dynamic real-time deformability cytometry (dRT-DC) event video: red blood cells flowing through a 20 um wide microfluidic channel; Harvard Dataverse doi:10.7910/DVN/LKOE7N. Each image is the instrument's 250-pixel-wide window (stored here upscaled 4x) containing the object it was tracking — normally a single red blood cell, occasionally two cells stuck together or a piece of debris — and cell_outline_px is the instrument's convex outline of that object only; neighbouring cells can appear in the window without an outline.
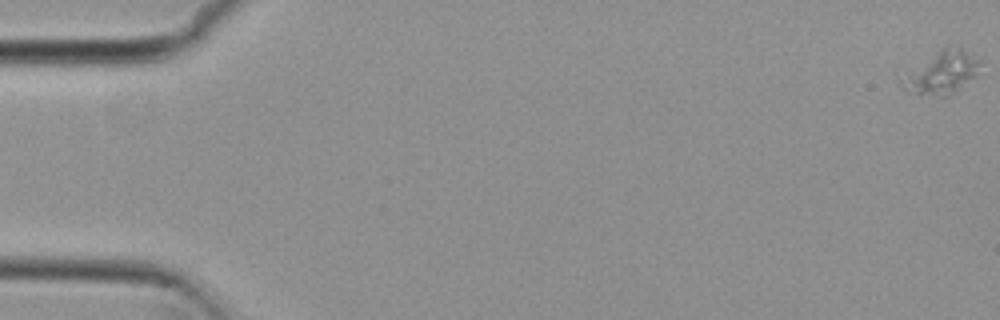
{"species": "common noctule bat (a hibernating species)", "species_latin": "Nyctalus noctula", "temperature_condition": "cold", "stored_images_in_passage": 56, "camera_frame_rate_fps": 3000, "um_per_image_px": 0.085, "animal": {"sex": "female", "body_mass_g": 29.2, "forearm_length_mm": 56.3}, "frame": {"image": 1, "passage_image": 1, "time_ms": 0.0, "image_size_px": [1000, 320], "cell_outline_px": [[980, 76], [952, 96], [940, 96], [916, 92], [904, 88], [896, 76], [948, 44], [960, 44], [980, 60]], "centroid_in_image_um": [80.11, 6.12], "position_along_channel_um": 4.9, "area_um2": 20.69}}
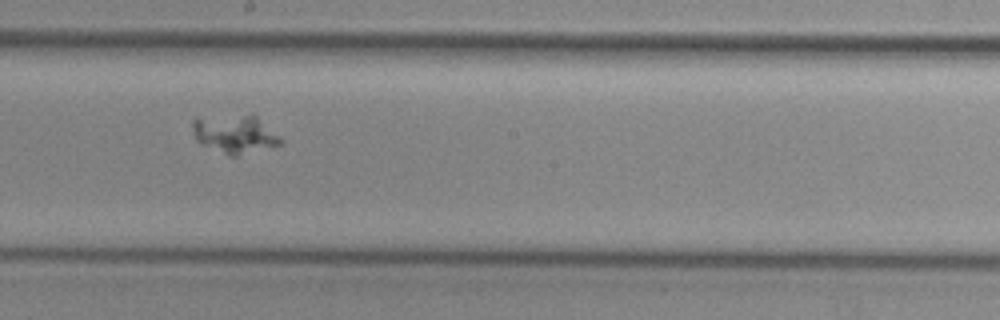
{"frame": {"image": 2, "passage_image": 32, "time_ms": 10.333, "image_size_px": [1000, 320], "cell_outline_px": [[284, 140], [280, 144], [236, 156], [228, 156], [200, 144], [196, 140], [192, 128], [192, 120], [196, 116], [252, 112], [280, 136]], "centroid_in_image_um": [19.91, 11.33], "position_along_channel_um": 228.3, "area_um2": 20.52}}
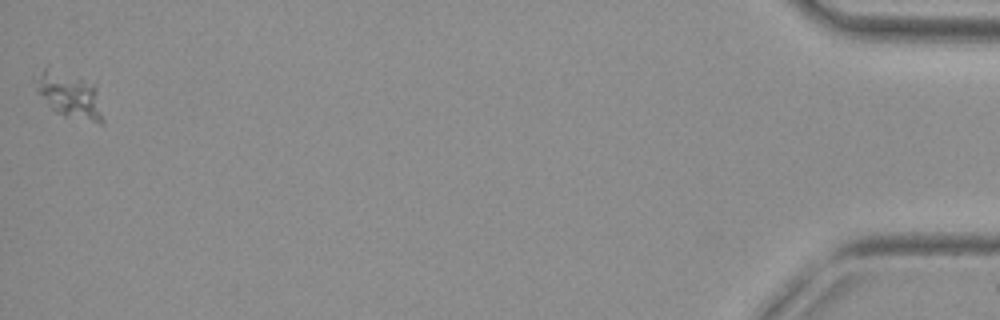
{"frame": {"image": 3, "passage_image": 56, "time_ms": 18.333, "image_size_px": [1000, 320], "cell_outline_px": [[104, 124], [100, 124], [64, 116], [56, 112], [36, 92], [36, 88], [40, 76], [44, 68], [80, 80], [96, 88], [104, 120]], "centroid_in_image_um": [5.96, 8.22], "position_along_channel_um": 429.2, "area_um2": 16.7}}